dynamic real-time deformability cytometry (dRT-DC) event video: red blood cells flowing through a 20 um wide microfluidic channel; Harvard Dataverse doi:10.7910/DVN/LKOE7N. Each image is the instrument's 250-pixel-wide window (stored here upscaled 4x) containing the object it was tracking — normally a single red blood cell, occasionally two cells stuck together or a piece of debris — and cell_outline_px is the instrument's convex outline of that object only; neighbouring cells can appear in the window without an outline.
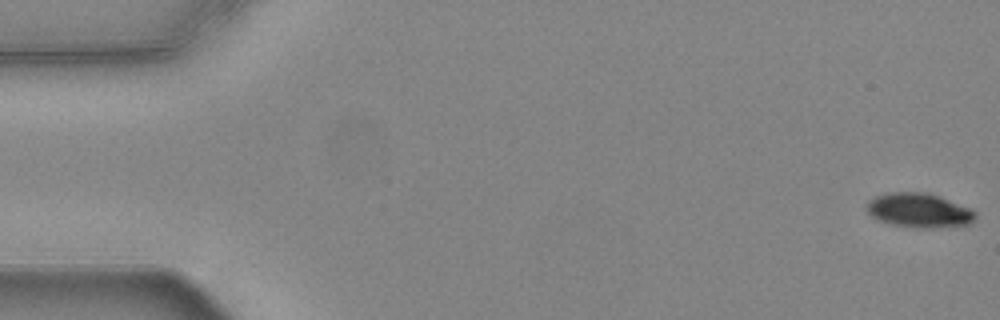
{"species": "common noctule bat (a hibernating species)", "species_latin": "Nyctalus noctula", "temperature_condition": "warm", "stored_images_in_passage": 55, "camera_frame_rate_fps": 3000, "um_per_image_px": 0.085, "animal": {"sex": "female", "body_mass_g": 24.6, "forearm_length_mm": 56.2}, "frame": {"image": 1, "passage_image": 1, "time_ms": 0.0, "image_size_px": [1000, 320], "cell_outline_px": [[976, 216], [968, 224], [928, 228], [916, 228], [892, 224], [880, 220], [872, 216], [864, 208], [864, 204], [868, 200], [876, 196], [888, 192], [928, 192], [940, 196], [968, 208], [976, 212]], "centroid_in_image_um": [78.05, 17.86], "position_along_channel_um": 6.9, "area_um2": 21.68}}
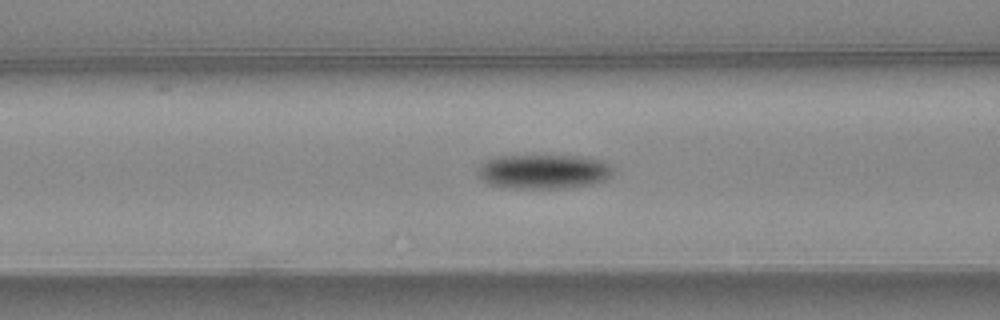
{"frame": {"image": 2, "passage_image": 22, "time_ms": 7.0, "image_size_px": [1000, 320], "cell_outline_px": [[612, 176], [604, 180], [592, 184], [564, 188], [508, 188], [488, 184], [476, 172], [476, 168], [484, 160], [496, 156], [584, 156], [604, 160], [612, 168]], "centroid_in_image_um": [46.18, 14.57], "position_along_channel_um": 120.4, "area_um2": 27.4}}
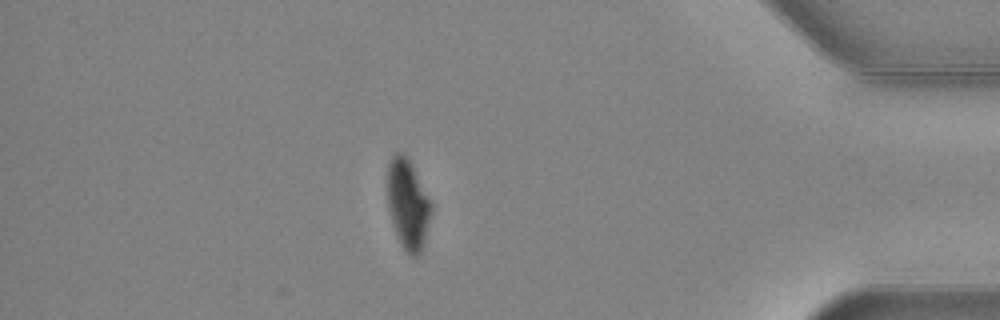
{"frame": {"image": 3, "passage_image": 48, "time_ms": 15.667, "image_size_px": [1000, 320], "cell_outline_px": [[432, 212], [424, 244], [420, 252], [416, 256], [412, 256], [404, 248], [396, 232], [388, 208], [388, 164], [392, 156], [396, 152], [404, 152], [408, 156], [432, 204]], "centroid_in_image_um": [34.69, 17.31], "position_along_channel_um": 400.5, "area_um2": 22.72}, "authors_computed_cell_mechanics": {"area_um2": 24.4494, "velocity_mm_per_s": 3.7267, "shape_relaxation_time_tau1_ms": 2.8004, "shape_relaxation_time_tau2_ms": null, "deformation_change_tau1": 0.1153, "deformation_change_tau2": null}}